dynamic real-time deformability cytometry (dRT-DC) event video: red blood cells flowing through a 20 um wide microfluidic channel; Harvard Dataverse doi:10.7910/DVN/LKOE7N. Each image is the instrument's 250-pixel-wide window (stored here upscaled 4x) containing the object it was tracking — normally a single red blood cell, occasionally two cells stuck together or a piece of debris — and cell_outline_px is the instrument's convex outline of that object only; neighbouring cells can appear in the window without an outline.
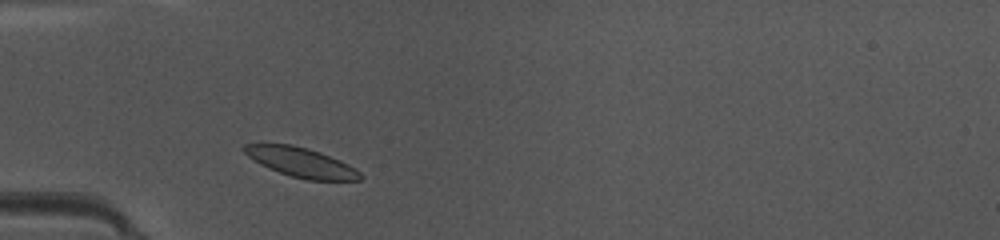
{"species": "common noctule bat (a hibernating species)", "species_latin": "Nyctalus noctula", "temperature_condition": "warm", "stored_images_in_passage": 36, "camera_frame_rate_fps": 3000, "um_per_image_px": 0.085, "animal": {"sex": "female", "body_mass_g": 10.0, "forearm_length_mm": 53.1}, "frame": {"image": 1, "passage_image": 3, "time_ms": 0.667, "image_size_px": [1000, 240], "cell_outline_px": [[364, 176], [360, 180], [308, 180], [292, 176], [280, 172], [260, 164], [248, 156], [240, 148], [244, 144], [292, 144], [308, 148], [320, 152], [340, 160], [348, 164], [360, 172]], "centroid_in_image_um": [25.6, 13.79], "position_along_channel_um": 59.4, "area_um2": 19.83}}
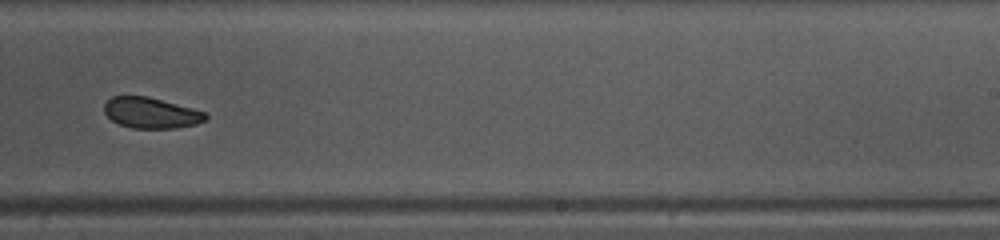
{"frame": {"image": 2, "passage_image": 19, "time_ms": 6.0, "image_size_px": [1000, 240], "cell_outline_px": [[208, 120], [196, 124], [176, 128], [132, 128], [120, 124], [112, 120], [104, 112], [104, 104], [112, 96], [148, 96], [192, 108], [204, 112], [208, 116]], "centroid_in_image_um": [12.85, 9.59], "position_along_channel_um": 276.1, "area_um2": 18.15}}
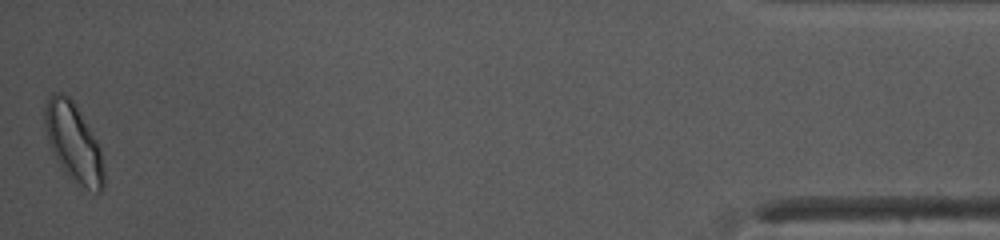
{"frame": {"image": 3, "passage_image": 36, "time_ms": 11.667, "image_size_px": [1000, 240], "cell_outline_px": [[104, 188], [100, 192], [96, 192], [80, 184], [68, 176], [52, 152], [48, 140], [44, 124], [44, 104], [48, 96], [52, 92], [60, 92], [68, 96], [72, 100], [96, 140], [100, 148], [104, 168]], "centroid_in_image_um": [6.23, 12.08], "position_along_channel_um": 429.0, "area_um2": 26.65}, "authors_computed_cell_mechanics": {"area_um2": 19.7676, "velocity_mm_per_s": 4.1483, "shape_relaxation_time_tau1_ms": 2.0401, "shape_relaxation_time_tau2_ms": 1.6048, "deformation_change_tau1": 0.0788, "deformation_change_tau2": 0.0592}}